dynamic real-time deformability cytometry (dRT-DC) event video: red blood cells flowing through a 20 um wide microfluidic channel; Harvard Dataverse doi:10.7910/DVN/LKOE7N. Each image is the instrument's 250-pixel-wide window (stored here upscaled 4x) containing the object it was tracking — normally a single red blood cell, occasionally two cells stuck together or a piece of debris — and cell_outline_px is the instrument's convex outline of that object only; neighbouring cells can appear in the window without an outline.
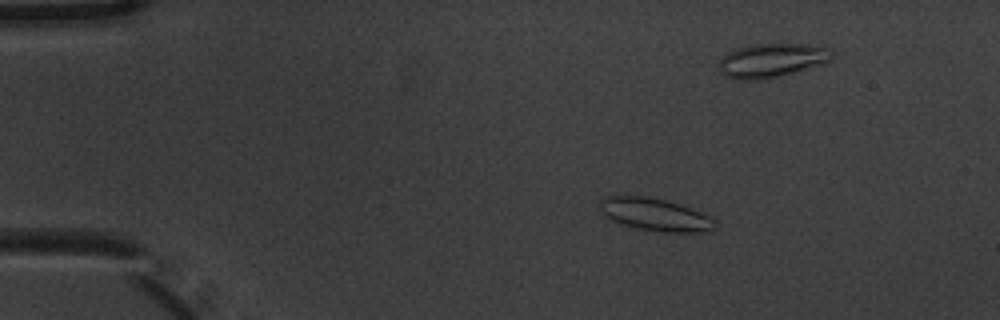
{"species": "common noctule bat (a hibernating species)", "species_latin": "Nyctalus noctula", "temperature_condition": "warm", "stored_images_in_passage": 6, "camera_frame_rate_fps": 3000, "um_per_image_px": 0.085, "animal": {"sex": "male", "body_mass_g": 20.1, "forearm_length_mm": 53.5}, "frame": {"image": 1, "passage_image": 3, "time_ms": 0.667, "image_size_px": [1000, 320], "cell_outline_px": [[716, 228], [712, 232], [660, 232], [636, 228], [620, 224], [604, 216], [600, 212], [600, 200], [604, 196], [648, 196], [680, 204], [700, 212], [716, 220]], "centroid_in_image_um": [55.68, 18.25], "position_along_channel_um": 29.3, "area_um2": 22.14}}